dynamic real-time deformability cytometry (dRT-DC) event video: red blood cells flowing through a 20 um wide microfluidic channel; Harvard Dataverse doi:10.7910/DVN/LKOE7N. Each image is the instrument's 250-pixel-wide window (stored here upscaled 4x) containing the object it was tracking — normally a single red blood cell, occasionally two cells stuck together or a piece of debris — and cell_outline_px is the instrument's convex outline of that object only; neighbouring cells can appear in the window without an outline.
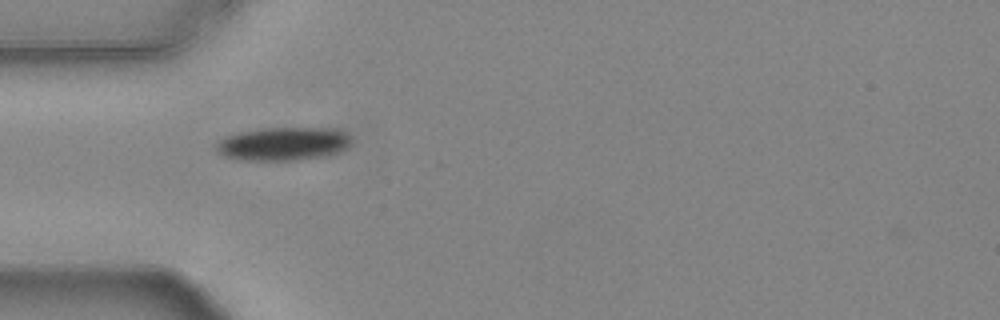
{"species": "common noctule bat (a hibernating species)", "species_latin": "Nyctalus noctula", "temperature_condition": "warm", "stored_images_in_passage": 39, "camera_frame_rate_fps": 3000, "um_per_image_px": 0.085, "animal": {"sex": "female", "body_mass_g": 24.6, "forearm_length_mm": 56.2}, "frame": {"image": 1, "passage_image": 1, "time_ms": 0.0, "image_size_px": [1000, 320], "cell_outline_px": [[352, 144], [348, 148], [324, 156], [300, 160], [240, 160], [224, 156], [216, 152], [216, 144], [224, 136], [240, 132], [264, 128], [336, 128], [352, 136]], "centroid_in_image_um": [24.1, 12.22], "position_along_channel_um": 60.9, "area_um2": 26.53}}
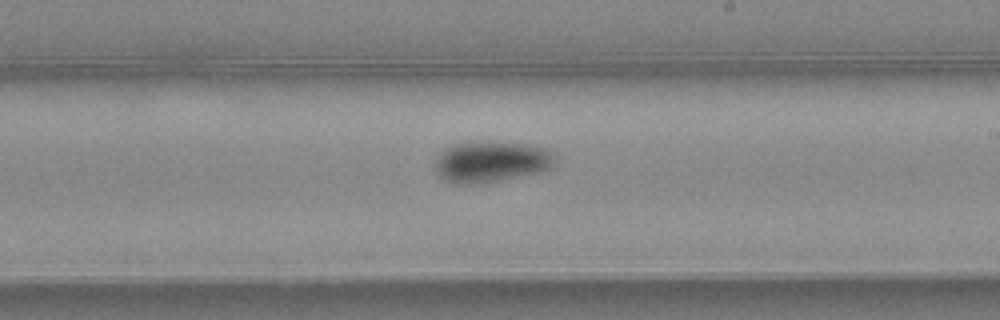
{"frame": {"image": 2, "passage_image": 16, "time_ms": 5.0, "image_size_px": [1000, 320], "cell_outline_px": [[556, 156], [552, 168], [544, 172], [484, 184], [460, 184], [444, 180], [436, 172], [436, 160], [440, 152], [444, 148], [452, 144], [488, 140], [528, 144], [548, 148]], "centroid_in_image_um": [41.8, 13.74], "position_along_channel_um": 247.2, "area_um2": 29.65}}
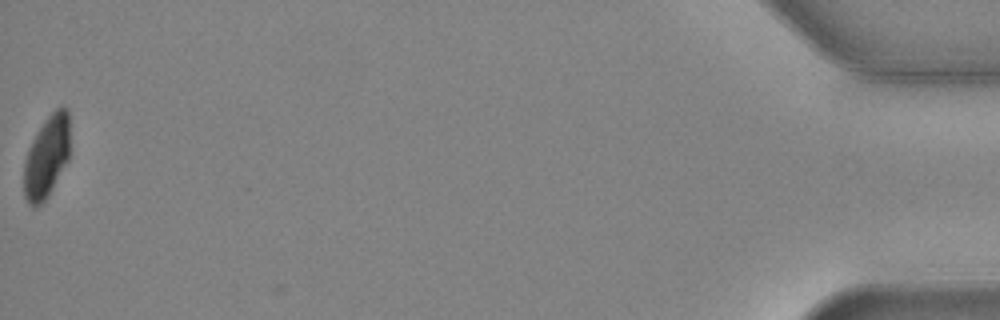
{"frame": {"image": 3, "passage_image": 39, "time_ms": 12.667, "image_size_px": [1000, 320], "cell_outline_px": [[68, 160], [48, 196], [36, 208], [32, 208], [28, 204], [24, 196], [24, 160], [28, 148], [32, 140], [44, 120], [60, 104], [68, 108]], "centroid_in_image_um": [3.94, 13.34], "position_along_channel_um": 431.3, "area_um2": 22.02}, "authors_computed_cell_mechanics": {"area_um2": 26.5302, "velocity_mm_per_s": 3.7531, "shape_relaxation_time_tau1_ms": 5.3725, "shape_relaxation_time_tau2_ms": null, "deformation_change_tau1": 0.138, "deformation_change_tau2": null}}